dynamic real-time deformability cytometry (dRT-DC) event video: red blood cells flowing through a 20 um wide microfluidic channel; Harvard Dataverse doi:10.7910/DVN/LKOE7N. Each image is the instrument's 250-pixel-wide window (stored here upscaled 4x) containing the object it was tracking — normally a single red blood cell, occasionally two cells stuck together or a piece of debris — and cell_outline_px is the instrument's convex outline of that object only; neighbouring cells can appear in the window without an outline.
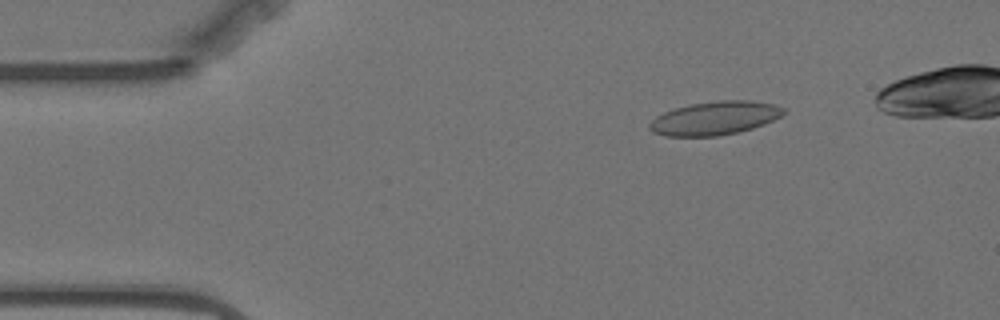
{"species": "Egyptian fruit bat (a non-hibernating species)", "species_latin": "Rousettus aegyptiacus", "temperature_condition": "warm", "stored_images_in_passage": 52, "camera_frame_rate_fps": 3000, "um_per_image_px": 0.085, "animal": {"sex": "female"}, "frame": {"image": 1, "passage_image": 8, "time_ms": 2.333, "image_size_px": [1000, 320], "cell_outline_px": [[788, 112], [764, 124], [752, 128], [736, 132], [716, 136], [664, 136], [652, 132], [648, 128], [648, 124], [656, 116], [664, 112], [676, 108], [692, 104], [720, 100], [752, 100], [776, 104], [788, 108]], "centroid_in_image_um": [60.79, 10.03], "position_along_channel_um": 24.2, "area_um2": 26.3}}
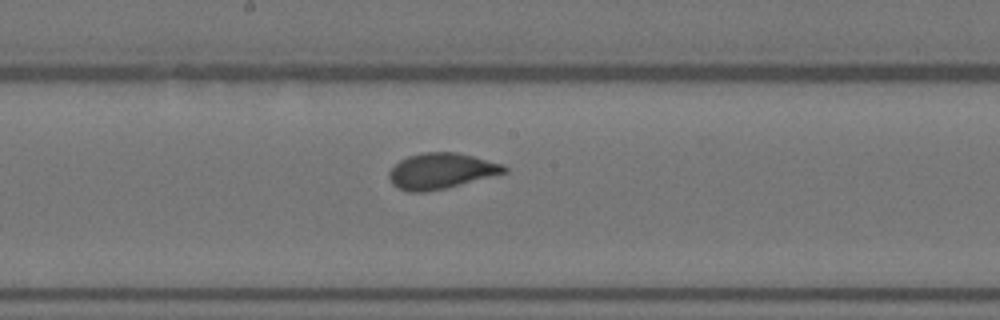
{"frame": {"image": 2, "passage_image": 29, "time_ms": 9.333, "image_size_px": [1000, 320], "cell_outline_px": [[508, 172], [444, 188], [424, 192], [408, 192], [392, 184], [388, 176], [388, 172], [400, 160], [408, 156], [424, 152], [456, 152], [504, 164], [508, 168]], "centroid_in_image_um": [37.49, 14.52], "position_along_channel_um": 210.7, "area_um2": 23.76}}
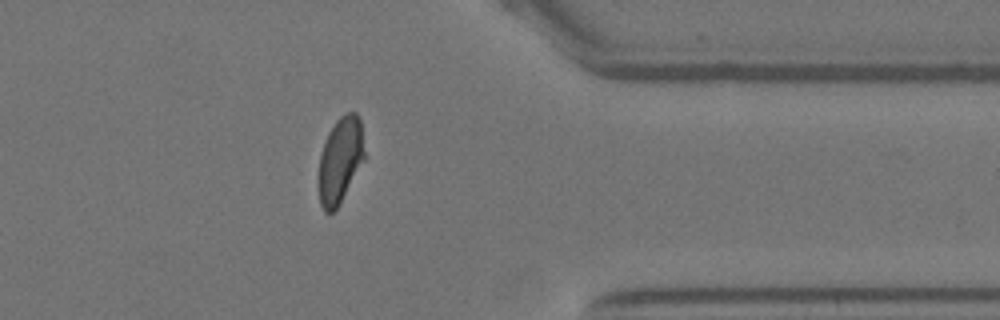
{"frame": {"image": 3, "passage_image": 45, "time_ms": 14.667, "image_size_px": [1000, 320], "cell_outline_px": [[364, 160], [340, 204], [332, 212], [324, 212], [320, 204], [320, 156], [328, 132], [336, 120], [344, 112], [356, 112], [360, 116], [364, 152]], "centroid_in_image_um": [28.94, 13.58], "position_along_channel_um": 382.5, "area_um2": 22.66}, "authors_computed_cell_mechanics": {"area_um2": 24.0737, "velocity_mm_per_s": 3.5079, "shape_relaxation_time_tau1_ms": 7.1616, "shape_relaxation_time_tau2_ms": null, "deformation_change_tau1": 0.1702, "deformation_change_tau2": null}}